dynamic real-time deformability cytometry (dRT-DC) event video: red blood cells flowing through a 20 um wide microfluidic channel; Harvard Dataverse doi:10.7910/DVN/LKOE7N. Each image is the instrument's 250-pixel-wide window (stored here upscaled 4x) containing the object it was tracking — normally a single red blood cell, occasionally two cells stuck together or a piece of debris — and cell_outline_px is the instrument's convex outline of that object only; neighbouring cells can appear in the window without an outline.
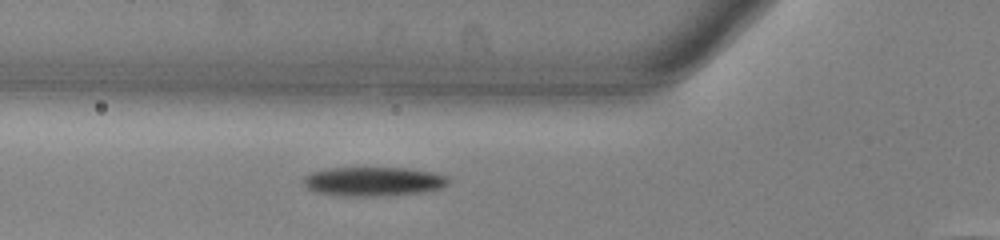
{"species": "common noctule bat (a hibernating species)", "species_latin": "Nyctalus noctula", "temperature_condition": "warm", "stored_images_in_passage": 34, "camera_frame_rate_fps": 3000, "um_per_image_px": 0.085, "animal": {"sex": "male", "body_mass_g": 13.0, "forearm_length_mm": 53.1}, "frame": {"image": 1, "passage_image": 9, "time_ms": 2.667, "image_size_px": [1000, 240], "cell_outline_px": [[452, 180], [448, 184], [440, 188], [424, 192], [372, 196], [344, 196], [316, 192], [308, 188], [304, 184], [304, 176], [312, 172], [332, 168], [404, 168], [432, 172], [448, 176]], "centroid_in_image_um": [31.77, 15.42], "position_along_channel_um": 94.0, "area_um2": 24.45}}
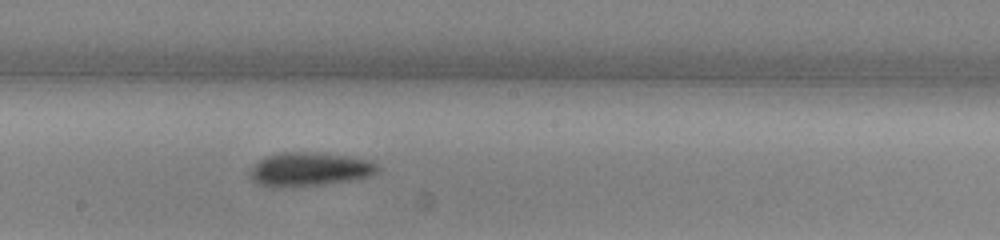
{"frame": {"image": 2, "passage_image": 19, "time_ms": 6.0, "image_size_px": [1000, 240], "cell_outline_px": [[380, 168], [372, 176], [324, 184], [272, 188], [260, 184], [252, 180], [252, 168], [260, 160], [268, 156], [284, 152], [308, 152], [352, 156], [368, 160], [380, 164]], "centroid_in_image_um": [26.37, 14.39], "position_along_channel_um": 221.8, "area_um2": 24.85}}
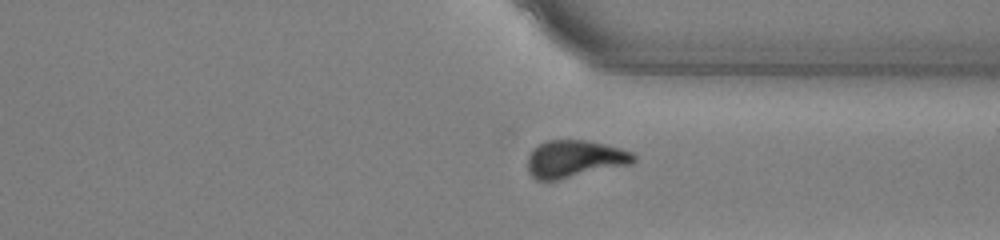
{"frame": {"image": 3, "passage_image": 30, "time_ms": 9.667, "image_size_px": [1000, 240], "cell_outline_px": [[636, 160], [632, 164], [556, 180], [536, 180], [528, 172], [528, 156], [532, 148], [548, 140], [584, 140], [604, 144], [620, 148], [632, 152], [636, 156]], "centroid_in_image_um": [48.84, 13.5], "position_along_channel_um": 362.6, "area_um2": 23.0}}